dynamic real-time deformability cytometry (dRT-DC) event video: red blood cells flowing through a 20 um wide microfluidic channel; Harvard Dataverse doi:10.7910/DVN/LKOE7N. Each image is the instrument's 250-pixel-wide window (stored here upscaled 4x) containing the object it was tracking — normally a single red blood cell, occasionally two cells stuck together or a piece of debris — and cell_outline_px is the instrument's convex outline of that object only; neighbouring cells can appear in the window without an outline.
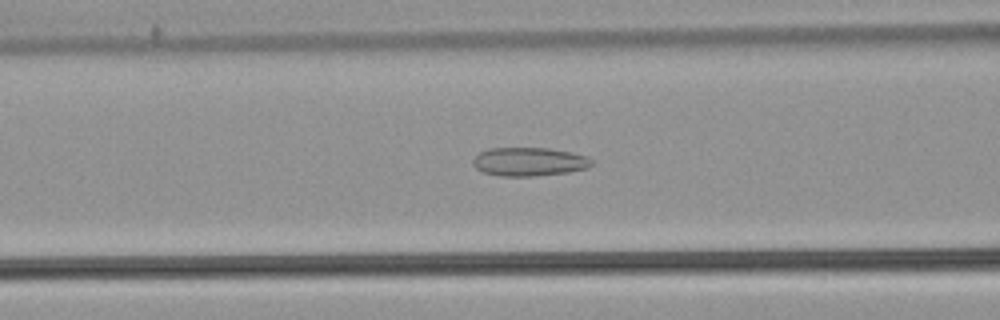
{"species": "common noctule bat (a hibernating species)", "species_latin": "Nyctalus noctula", "temperature_condition": "warm", "stored_images_in_passage": 37, "camera_frame_rate_fps": 3000, "um_per_image_px": 0.085, "animal": {"sex": "male", "body_mass_g": 21.5, "forearm_length_mm": 52.0}, "frame": {"image": 1, "passage_image": 5, "time_ms": 1.333, "image_size_px": [1000, 320], "cell_outline_px": [[592, 164], [588, 168], [568, 172], [532, 176], [500, 176], [484, 172], [476, 168], [472, 164], [472, 160], [480, 152], [488, 148], [548, 148], [572, 152], [584, 156], [592, 160]], "centroid_in_image_um": [44.96, 13.74], "position_along_channel_um": 121.6, "area_um2": 19.71}}
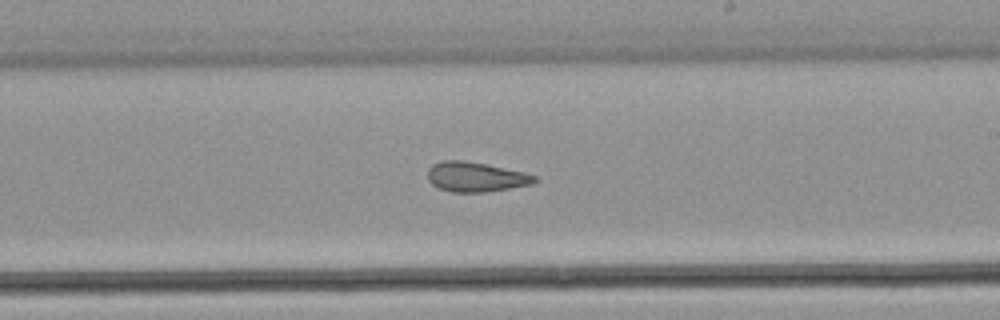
{"frame": {"image": 2, "passage_image": 15, "time_ms": 4.667, "image_size_px": [1000, 320], "cell_outline_px": [[536, 180], [532, 184], [484, 192], [452, 192], [440, 188], [432, 184], [428, 180], [428, 168], [432, 164], [440, 160], [464, 160], [524, 172], [536, 176]], "centroid_in_image_um": [40.39, 15.03], "position_along_channel_um": 248.6, "area_um2": 18.38}}
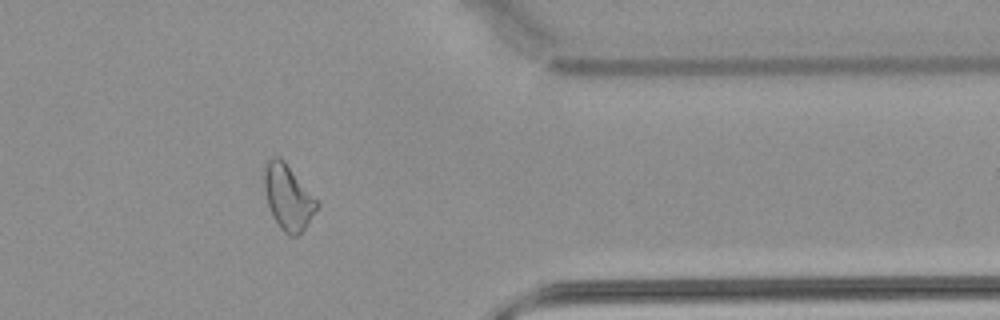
{"frame": {"image": 3, "passage_image": 27, "time_ms": 8.667, "image_size_px": [1000, 320], "cell_outline_px": [[320, 204], [304, 228], [296, 236], [288, 236], [280, 228], [272, 216], [268, 204], [264, 188], [264, 168], [268, 160], [272, 156], [280, 156], [284, 160]], "centroid_in_image_um": [24.46, 16.75], "position_along_channel_um": 386.9, "area_um2": 19.77}, "authors_computed_cell_mechanics": {"area_um2": 19.2474, "velocity_mm_per_s": 3.8206, "shape_relaxation_time_tau1_ms": null, "shape_relaxation_time_tau2_ms": 2.2743, "deformation_change_tau1": null, "deformation_change_tau2": 0.0894}}